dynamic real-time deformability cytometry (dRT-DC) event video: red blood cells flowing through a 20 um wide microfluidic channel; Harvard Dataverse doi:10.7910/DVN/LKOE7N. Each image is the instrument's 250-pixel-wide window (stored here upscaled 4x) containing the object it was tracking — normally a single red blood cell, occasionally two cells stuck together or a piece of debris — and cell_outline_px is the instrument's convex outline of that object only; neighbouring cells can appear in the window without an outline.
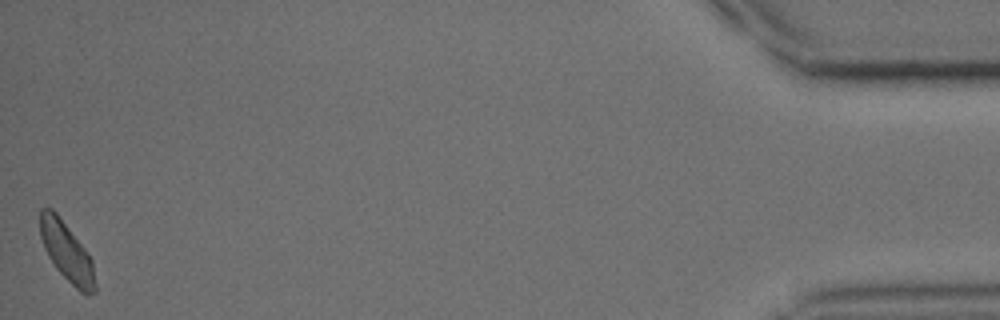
{"species": "common noctule bat (a hibernating species)", "species_latin": "Nyctalus noctula", "temperature_condition": "cold", "stored_images_in_passage": 41, "camera_frame_rate_fps": 3000, "um_per_image_px": 0.085, "animal": {"sex": "male", "body_mass_g": 15.6}, "frame": {"image": 1, "passage_image": 41, "time_ms": 13.333, "image_size_px": [1000, 320], "cell_outline_px": [[96, 292], [88, 296], [84, 296], [56, 268], [48, 256], [44, 248], [40, 236], [40, 208], [52, 208], [56, 212], [84, 248], [92, 260], [96, 284]], "centroid_in_image_um": [5.68, 21.44], "position_along_channel_um": 429.5, "area_um2": 18.84}}